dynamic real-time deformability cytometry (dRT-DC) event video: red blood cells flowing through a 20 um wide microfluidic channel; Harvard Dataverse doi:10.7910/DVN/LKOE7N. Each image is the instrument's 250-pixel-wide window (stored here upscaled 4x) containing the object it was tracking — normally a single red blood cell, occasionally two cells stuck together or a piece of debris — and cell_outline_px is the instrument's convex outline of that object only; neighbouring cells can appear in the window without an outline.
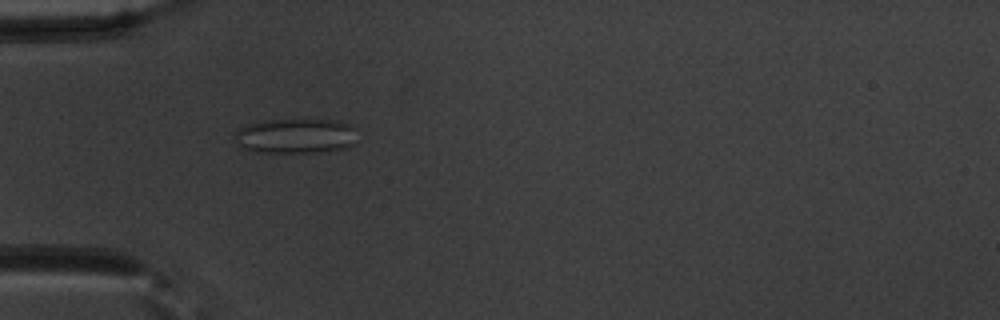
{"species": "common noctule bat (a hibernating species)", "species_latin": "Nyctalus noctula", "temperature_condition": "warm", "stored_images_in_passage": 31, "camera_frame_rate_fps": 3000, "um_per_image_px": 0.085, "animal": {"sex": "male", "body_mass_g": 20.1, "forearm_length_mm": 53.5}, "frame": {"image": 1, "passage_image": 17, "time_ms": 5.333, "image_size_px": [1000, 320], "cell_outline_px": [[352, 144], [348, 148], [316, 152], [252, 152], [240, 148], [236, 144], [232, 136], [236, 128], [248, 124], [264, 120], [336, 120], [348, 124], [352, 128]], "centroid_in_image_um": [24.97, 11.56], "position_along_channel_um": 60.0, "area_um2": 24.97}}
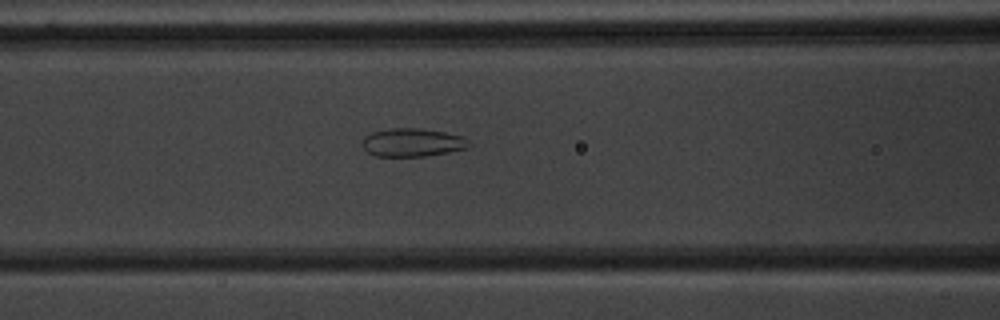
{"frame": {"image": 2, "passage_image": 23, "time_ms": 7.333, "image_size_px": [1000, 320], "cell_outline_px": [[476, 144], [468, 148], [428, 156], [376, 156], [368, 152], [360, 144], [364, 136], [368, 132], [388, 128], [424, 128], [464, 136], [472, 140]], "centroid_in_image_um": [35.1, 12.09], "position_along_channel_um": 131.5, "area_um2": 18.21}}
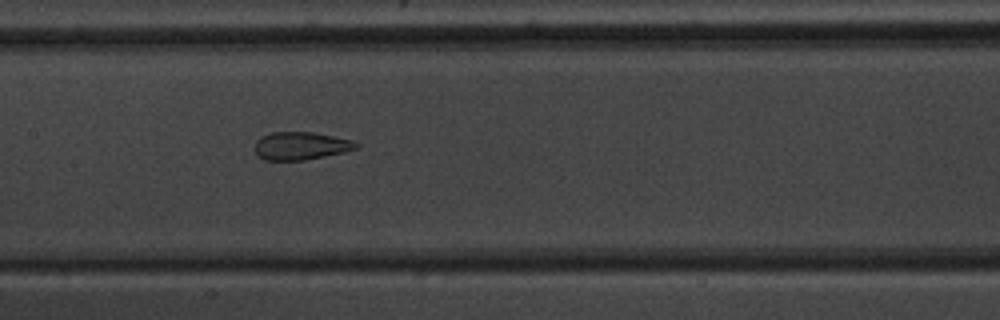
{"frame": {"image": 3, "passage_image": 27, "time_ms": 8.667, "image_size_px": [1000, 320], "cell_outline_px": [[360, 148], [344, 152], [304, 160], [264, 160], [256, 156], [256, 140], [260, 136], [268, 132], [316, 132], [352, 140], [360, 144]], "centroid_in_image_um": [25.57, 12.39], "position_along_channel_um": 181.8, "area_um2": 16.7}}